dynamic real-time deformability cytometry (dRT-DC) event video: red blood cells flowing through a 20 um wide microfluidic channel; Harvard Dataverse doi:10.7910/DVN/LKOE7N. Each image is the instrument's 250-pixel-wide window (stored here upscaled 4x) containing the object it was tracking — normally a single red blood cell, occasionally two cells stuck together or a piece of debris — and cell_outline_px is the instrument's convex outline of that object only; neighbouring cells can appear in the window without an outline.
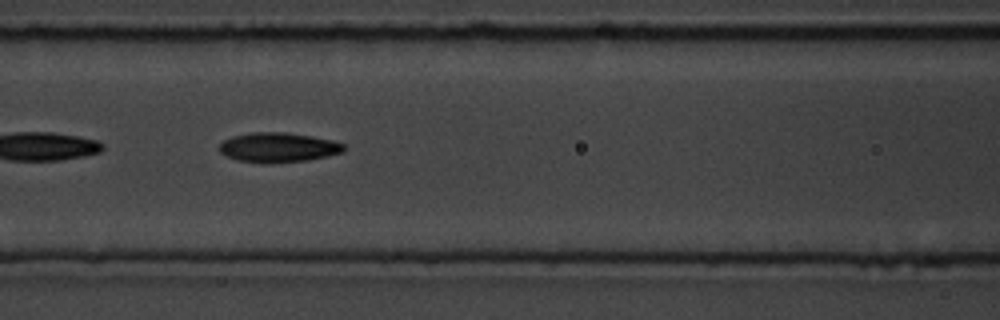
{"species": "common noctule bat (a hibernating species)", "species_latin": "Nyctalus noctula", "temperature_condition": "room temperature", "stored_images_in_passage": 9, "camera_frame_rate_fps": 3000, "um_per_image_px": 0.085, "animal": {"sex": "male", "body_mass_g": 19.5, "forearm_length_mm": 54.6}, "frame": {"image": 1, "passage_image": 6, "time_ms": 5.667, "image_size_px": [1000, 320], "cell_outline_px": [[344, 152], [328, 156], [308, 160], [240, 160], [228, 156], [220, 152], [220, 144], [224, 140], [232, 136], [252, 132], [284, 132], [312, 136], [332, 140], [344, 144]], "centroid_in_image_um": [23.7, 12.47], "position_along_channel_um": 142.9, "area_um2": 20.52}}
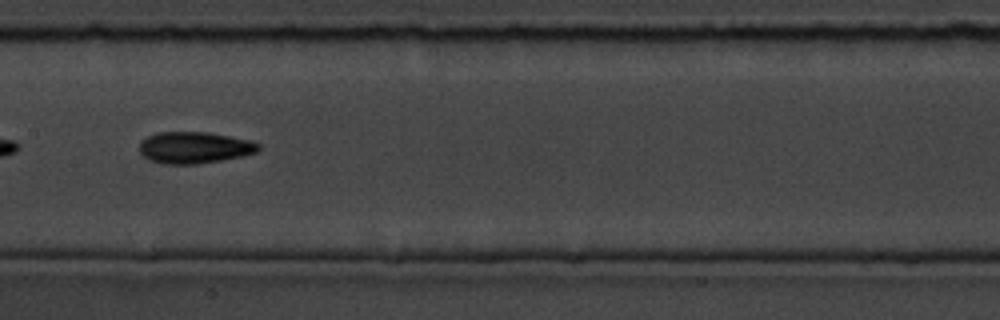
{"frame": {"image": 2, "passage_image": 7, "time_ms": 7.0, "image_size_px": [1000, 320], "cell_outline_px": [[260, 148], [256, 152], [240, 156], [220, 160], [196, 164], [164, 164], [148, 160], [140, 152], [140, 140], [156, 132], [208, 132], [252, 140], [260, 144]], "centroid_in_image_um": [16.5, 12.53], "position_along_channel_um": 190.9, "area_um2": 21.96}}